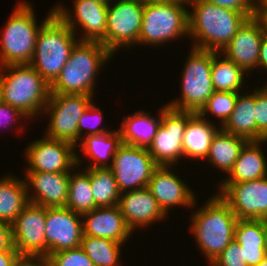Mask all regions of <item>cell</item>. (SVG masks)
Masks as SVG:
<instances>
[{
  "label": "cell",
  "instance_id": "f546056e",
  "mask_svg": "<svg viewBox=\"0 0 267 266\" xmlns=\"http://www.w3.org/2000/svg\"><path fill=\"white\" fill-rule=\"evenodd\" d=\"M81 158L82 157L78 154L77 150V167L75 169L76 171L80 170V172H74V170L70 172L69 192L66 207L82 215L97 207L95 206L91 190L89 168L86 166L84 167V170L79 168L83 167L81 166L83 164V160Z\"/></svg>",
  "mask_w": 267,
  "mask_h": 266
},
{
  "label": "cell",
  "instance_id": "3957f363",
  "mask_svg": "<svg viewBox=\"0 0 267 266\" xmlns=\"http://www.w3.org/2000/svg\"><path fill=\"white\" fill-rule=\"evenodd\" d=\"M196 210L190 216V232L210 264L234 240L238 218L217 193Z\"/></svg>",
  "mask_w": 267,
  "mask_h": 266
},
{
  "label": "cell",
  "instance_id": "7a4b0ae2",
  "mask_svg": "<svg viewBox=\"0 0 267 266\" xmlns=\"http://www.w3.org/2000/svg\"><path fill=\"white\" fill-rule=\"evenodd\" d=\"M112 57L113 54L101 42L79 41L59 76L50 85V94L95 96L99 72L114 59Z\"/></svg>",
  "mask_w": 267,
  "mask_h": 266
},
{
  "label": "cell",
  "instance_id": "ab89813d",
  "mask_svg": "<svg viewBox=\"0 0 267 266\" xmlns=\"http://www.w3.org/2000/svg\"><path fill=\"white\" fill-rule=\"evenodd\" d=\"M222 8L235 10L237 12H258V0H208Z\"/></svg>",
  "mask_w": 267,
  "mask_h": 266
},
{
  "label": "cell",
  "instance_id": "6da1fadb",
  "mask_svg": "<svg viewBox=\"0 0 267 266\" xmlns=\"http://www.w3.org/2000/svg\"><path fill=\"white\" fill-rule=\"evenodd\" d=\"M188 34L194 48L221 52L237 30L258 12H237L208 0H187ZM192 9V11H191Z\"/></svg>",
  "mask_w": 267,
  "mask_h": 266
},
{
  "label": "cell",
  "instance_id": "7dc6e473",
  "mask_svg": "<svg viewBox=\"0 0 267 266\" xmlns=\"http://www.w3.org/2000/svg\"><path fill=\"white\" fill-rule=\"evenodd\" d=\"M257 16L262 21L265 31H267V3L259 6Z\"/></svg>",
  "mask_w": 267,
  "mask_h": 266
},
{
  "label": "cell",
  "instance_id": "4316f807",
  "mask_svg": "<svg viewBox=\"0 0 267 266\" xmlns=\"http://www.w3.org/2000/svg\"><path fill=\"white\" fill-rule=\"evenodd\" d=\"M122 145L121 133L117 129L112 132L99 135H89L83 138L77 145L82 154L92 160L87 164L88 168L110 167L114 154ZM79 146V147H78Z\"/></svg>",
  "mask_w": 267,
  "mask_h": 266
},
{
  "label": "cell",
  "instance_id": "f5cc1de1",
  "mask_svg": "<svg viewBox=\"0 0 267 266\" xmlns=\"http://www.w3.org/2000/svg\"><path fill=\"white\" fill-rule=\"evenodd\" d=\"M263 85V87H261V88H263L266 92H267V84H262Z\"/></svg>",
  "mask_w": 267,
  "mask_h": 266
},
{
  "label": "cell",
  "instance_id": "ffe728a7",
  "mask_svg": "<svg viewBox=\"0 0 267 266\" xmlns=\"http://www.w3.org/2000/svg\"><path fill=\"white\" fill-rule=\"evenodd\" d=\"M118 207L133 234L138 227H152V223L169 218L159 207L148 187L121 193Z\"/></svg>",
  "mask_w": 267,
  "mask_h": 266
},
{
  "label": "cell",
  "instance_id": "e575fe53",
  "mask_svg": "<svg viewBox=\"0 0 267 266\" xmlns=\"http://www.w3.org/2000/svg\"><path fill=\"white\" fill-rule=\"evenodd\" d=\"M238 95L239 93L236 92L215 91L197 114L201 118H205L207 114L211 113L220 120L218 126L222 127L234 110Z\"/></svg>",
  "mask_w": 267,
  "mask_h": 266
},
{
  "label": "cell",
  "instance_id": "681fc988",
  "mask_svg": "<svg viewBox=\"0 0 267 266\" xmlns=\"http://www.w3.org/2000/svg\"><path fill=\"white\" fill-rule=\"evenodd\" d=\"M255 266H267V256L258 265Z\"/></svg>",
  "mask_w": 267,
  "mask_h": 266
},
{
  "label": "cell",
  "instance_id": "f1b7e54d",
  "mask_svg": "<svg viewBox=\"0 0 267 266\" xmlns=\"http://www.w3.org/2000/svg\"><path fill=\"white\" fill-rule=\"evenodd\" d=\"M24 178L7 173L0 178V220L12 223L29 204Z\"/></svg>",
  "mask_w": 267,
  "mask_h": 266
},
{
  "label": "cell",
  "instance_id": "ac0fdd59",
  "mask_svg": "<svg viewBox=\"0 0 267 266\" xmlns=\"http://www.w3.org/2000/svg\"><path fill=\"white\" fill-rule=\"evenodd\" d=\"M264 32L265 28L259 17L257 15L250 17L220 53L251 75V71L258 68Z\"/></svg>",
  "mask_w": 267,
  "mask_h": 266
},
{
  "label": "cell",
  "instance_id": "9a60e30c",
  "mask_svg": "<svg viewBox=\"0 0 267 266\" xmlns=\"http://www.w3.org/2000/svg\"><path fill=\"white\" fill-rule=\"evenodd\" d=\"M46 207L29 203L11 223L14 248L22 258H46Z\"/></svg>",
  "mask_w": 267,
  "mask_h": 266
},
{
  "label": "cell",
  "instance_id": "83f0119b",
  "mask_svg": "<svg viewBox=\"0 0 267 266\" xmlns=\"http://www.w3.org/2000/svg\"><path fill=\"white\" fill-rule=\"evenodd\" d=\"M248 141L242 137L227 133L221 128L213 136L208 154L204 160L226 175L234 166L242 148Z\"/></svg>",
  "mask_w": 267,
  "mask_h": 266
},
{
  "label": "cell",
  "instance_id": "2e32d148",
  "mask_svg": "<svg viewBox=\"0 0 267 266\" xmlns=\"http://www.w3.org/2000/svg\"><path fill=\"white\" fill-rule=\"evenodd\" d=\"M73 3L74 15L60 1L54 5L55 12L76 35L81 28L80 41L101 42L106 37L108 4L91 0H74Z\"/></svg>",
  "mask_w": 267,
  "mask_h": 266
},
{
  "label": "cell",
  "instance_id": "8fae6325",
  "mask_svg": "<svg viewBox=\"0 0 267 266\" xmlns=\"http://www.w3.org/2000/svg\"><path fill=\"white\" fill-rule=\"evenodd\" d=\"M196 113L161 107V125L148 147L150 155L158 166L179 165L184 157L183 136L188 121Z\"/></svg>",
  "mask_w": 267,
  "mask_h": 266
},
{
  "label": "cell",
  "instance_id": "44dd1931",
  "mask_svg": "<svg viewBox=\"0 0 267 266\" xmlns=\"http://www.w3.org/2000/svg\"><path fill=\"white\" fill-rule=\"evenodd\" d=\"M29 202L43 207H66L70 173L23 172Z\"/></svg>",
  "mask_w": 267,
  "mask_h": 266
},
{
  "label": "cell",
  "instance_id": "ee69618b",
  "mask_svg": "<svg viewBox=\"0 0 267 266\" xmlns=\"http://www.w3.org/2000/svg\"><path fill=\"white\" fill-rule=\"evenodd\" d=\"M21 259L17 251H0V266H17Z\"/></svg>",
  "mask_w": 267,
  "mask_h": 266
},
{
  "label": "cell",
  "instance_id": "74e56055",
  "mask_svg": "<svg viewBox=\"0 0 267 266\" xmlns=\"http://www.w3.org/2000/svg\"><path fill=\"white\" fill-rule=\"evenodd\" d=\"M255 121L257 141L267 140V92L255 87Z\"/></svg>",
  "mask_w": 267,
  "mask_h": 266
},
{
  "label": "cell",
  "instance_id": "816d5d0a",
  "mask_svg": "<svg viewBox=\"0 0 267 266\" xmlns=\"http://www.w3.org/2000/svg\"><path fill=\"white\" fill-rule=\"evenodd\" d=\"M267 3V0H258V5L260 6L261 4Z\"/></svg>",
  "mask_w": 267,
  "mask_h": 266
},
{
  "label": "cell",
  "instance_id": "7bdbcfd3",
  "mask_svg": "<svg viewBox=\"0 0 267 266\" xmlns=\"http://www.w3.org/2000/svg\"><path fill=\"white\" fill-rule=\"evenodd\" d=\"M0 251H16L12 239L11 224L0 220Z\"/></svg>",
  "mask_w": 267,
  "mask_h": 266
},
{
  "label": "cell",
  "instance_id": "60d3db41",
  "mask_svg": "<svg viewBox=\"0 0 267 266\" xmlns=\"http://www.w3.org/2000/svg\"><path fill=\"white\" fill-rule=\"evenodd\" d=\"M26 120L29 118L24 115L21 111L16 109L13 106L8 105L0 100V128H9L12 127V124H18V120ZM5 121V122H4ZM12 122V123H11ZM7 126V127H5Z\"/></svg>",
  "mask_w": 267,
  "mask_h": 266
},
{
  "label": "cell",
  "instance_id": "e0dca14e",
  "mask_svg": "<svg viewBox=\"0 0 267 266\" xmlns=\"http://www.w3.org/2000/svg\"><path fill=\"white\" fill-rule=\"evenodd\" d=\"M46 257L77 248L83 237L82 215L67 207H46Z\"/></svg>",
  "mask_w": 267,
  "mask_h": 266
},
{
  "label": "cell",
  "instance_id": "7402d4cb",
  "mask_svg": "<svg viewBox=\"0 0 267 266\" xmlns=\"http://www.w3.org/2000/svg\"><path fill=\"white\" fill-rule=\"evenodd\" d=\"M83 235L108 238L124 244L132 237L118 205L98 207L82 214Z\"/></svg>",
  "mask_w": 267,
  "mask_h": 266
},
{
  "label": "cell",
  "instance_id": "f6af8a7d",
  "mask_svg": "<svg viewBox=\"0 0 267 266\" xmlns=\"http://www.w3.org/2000/svg\"><path fill=\"white\" fill-rule=\"evenodd\" d=\"M267 73V31L263 33L258 60V70L261 69Z\"/></svg>",
  "mask_w": 267,
  "mask_h": 266
},
{
  "label": "cell",
  "instance_id": "5bb4252c",
  "mask_svg": "<svg viewBox=\"0 0 267 266\" xmlns=\"http://www.w3.org/2000/svg\"><path fill=\"white\" fill-rule=\"evenodd\" d=\"M216 192L238 219L267 221V176L240 183H219Z\"/></svg>",
  "mask_w": 267,
  "mask_h": 266
},
{
  "label": "cell",
  "instance_id": "8d00e7d4",
  "mask_svg": "<svg viewBox=\"0 0 267 266\" xmlns=\"http://www.w3.org/2000/svg\"><path fill=\"white\" fill-rule=\"evenodd\" d=\"M45 259L51 266H95L80 246L50 253Z\"/></svg>",
  "mask_w": 267,
  "mask_h": 266
},
{
  "label": "cell",
  "instance_id": "7c38bea8",
  "mask_svg": "<svg viewBox=\"0 0 267 266\" xmlns=\"http://www.w3.org/2000/svg\"><path fill=\"white\" fill-rule=\"evenodd\" d=\"M76 149L67 141L41 136L25 148L28 164L24 172L70 173L77 167Z\"/></svg>",
  "mask_w": 267,
  "mask_h": 266
},
{
  "label": "cell",
  "instance_id": "b9f144b4",
  "mask_svg": "<svg viewBox=\"0 0 267 266\" xmlns=\"http://www.w3.org/2000/svg\"><path fill=\"white\" fill-rule=\"evenodd\" d=\"M243 251V258L248 266L258 265L266 256V247L251 245H240Z\"/></svg>",
  "mask_w": 267,
  "mask_h": 266
},
{
  "label": "cell",
  "instance_id": "d590c367",
  "mask_svg": "<svg viewBox=\"0 0 267 266\" xmlns=\"http://www.w3.org/2000/svg\"><path fill=\"white\" fill-rule=\"evenodd\" d=\"M95 104V101H93L80 117L78 122V144L81 139L86 136L112 132V130H108L109 128H107V126L102 128L101 123L104 118L103 111H101V108L97 107Z\"/></svg>",
  "mask_w": 267,
  "mask_h": 266
},
{
  "label": "cell",
  "instance_id": "f35d334b",
  "mask_svg": "<svg viewBox=\"0 0 267 266\" xmlns=\"http://www.w3.org/2000/svg\"><path fill=\"white\" fill-rule=\"evenodd\" d=\"M208 266H248L240 245L233 240Z\"/></svg>",
  "mask_w": 267,
  "mask_h": 266
},
{
  "label": "cell",
  "instance_id": "52a82bcc",
  "mask_svg": "<svg viewBox=\"0 0 267 266\" xmlns=\"http://www.w3.org/2000/svg\"><path fill=\"white\" fill-rule=\"evenodd\" d=\"M188 2H144L138 45L161 46L188 34Z\"/></svg>",
  "mask_w": 267,
  "mask_h": 266
},
{
  "label": "cell",
  "instance_id": "d4e9b609",
  "mask_svg": "<svg viewBox=\"0 0 267 266\" xmlns=\"http://www.w3.org/2000/svg\"><path fill=\"white\" fill-rule=\"evenodd\" d=\"M195 114L187 123L183 136L184 157L191 160H204L208 154L211 141L220 129L216 123ZM201 159V160H200Z\"/></svg>",
  "mask_w": 267,
  "mask_h": 266
},
{
  "label": "cell",
  "instance_id": "cb8c5ba5",
  "mask_svg": "<svg viewBox=\"0 0 267 266\" xmlns=\"http://www.w3.org/2000/svg\"><path fill=\"white\" fill-rule=\"evenodd\" d=\"M158 112V117L142 110L125 115L118 127L122 143L148 149L161 125V108Z\"/></svg>",
  "mask_w": 267,
  "mask_h": 266
},
{
  "label": "cell",
  "instance_id": "ba28073f",
  "mask_svg": "<svg viewBox=\"0 0 267 266\" xmlns=\"http://www.w3.org/2000/svg\"><path fill=\"white\" fill-rule=\"evenodd\" d=\"M181 71L180 98L167 102V106L181 111L198 113L215 92L211 66L213 51L191 47Z\"/></svg>",
  "mask_w": 267,
  "mask_h": 266
},
{
  "label": "cell",
  "instance_id": "8992f818",
  "mask_svg": "<svg viewBox=\"0 0 267 266\" xmlns=\"http://www.w3.org/2000/svg\"><path fill=\"white\" fill-rule=\"evenodd\" d=\"M55 12L38 32L34 55L29 63L51 85L80 41Z\"/></svg>",
  "mask_w": 267,
  "mask_h": 266
},
{
  "label": "cell",
  "instance_id": "30bf717a",
  "mask_svg": "<svg viewBox=\"0 0 267 266\" xmlns=\"http://www.w3.org/2000/svg\"><path fill=\"white\" fill-rule=\"evenodd\" d=\"M108 4L106 37L101 43L113 54L121 48L131 49L138 44L144 2L142 0H117Z\"/></svg>",
  "mask_w": 267,
  "mask_h": 266
},
{
  "label": "cell",
  "instance_id": "277c9868",
  "mask_svg": "<svg viewBox=\"0 0 267 266\" xmlns=\"http://www.w3.org/2000/svg\"><path fill=\"white\" fill-rule=\"evenodd\" d=\"M50 97L49 83L30 64L0 67V99L32 122L43 114Z\"/></svg>",
  "mask_w": 267,
  "mask_h": 266
},
{
  "label": "cell",
  "instance_id": "4dcf8cb0",
  "mask_svg": "<svg viewBox=\"0 0 267 266\" xmlns=\"http://www.w3.org/2000/svg\"><path fill=\"white\" fill-rule=\"evenodd\" d=\"M246 75L248 74L233 61L228 60L220 52L213 51L211 78L215 91L244 92L242 88L245 85Z\"/></svg>",
  "mask_w": 267,
  "mask_h": 266
},
{
  "label": "cell",
  "instance_id": "d6a6232c",
  "mask_svg": "<svg viewBox=\"0 0 267 266\" xmlns=\"http://www.w3.org/2000/svg\"><path fill=\"white\" fill-rule=\"evenodd\" d=\"M80 247L95 266H121V250L124 244L108 238L83 235Z\"/></svg>",
  "mask_w": 267,
  "mask_h": 266
},
{
  "label": "cell",
  "instance_id": "f907efd6",
  "mask_svg": "<svg viewBox=\"0 0 267 266\" xmlns=\"http://www.w3.org/2000/svg\"><path fill=\"white\" fill-rule=\"evenodd\" d=\"M91 1H98V2H101V3H106V4H109L110 2H115L116 0H91Z\"/></svg>",
  "mask_w": 267,
  "mask_h": 266
},
{
  "label": "cell",
  "instance_id": "4fadbf2b",
  "mask_svg": "<svg viewBox=\"0 0 267 266\" xmlns=\"http://www.w3.org/2000/svg\"><path fill=\"white\" fill-rule=\"evenodd\" d=\"M158 167L147 148L123 144L114 154L109 167L120 193L147 187Z\"/></svg>",
  "mask_w": 267,
  "mask_h": 266
},
{
  "label": "cell",
  "instance_id": "5b68a950",
  "mask_svg": "<svg viewBox=\"0 0 267 266\" xmlns=\"http://www.w3.org/2000/svg\"><path fill=\"white\" fill-rule=\"evenodd\" d=\"M34 10L30 2L23 0L11 12L0 37V67L31 62L38 32L55 13V8H50L46 18L38 24Z\"/></svg>",
  "mask_w": 267,
  "mask_h": 266
},
{
  "label": "cell",
  "instance_id": "bcb514c9",
  "mask_svg": "<svg viewBox=\"0 0 267 266\" xmlns=\"http://www.w3.org/2000/svg\"><path fill=\"white\" fill-rule=\"evenodd\" d=\"M17 266H51L45 258H22Z\"/></svg>",
  "mask_w": 267,
  "mask_h": 266
},
{
  "label": "cell",
  "instance_id": "836d02e7",
  "mask_svg": "<svg viewBox=\"0 0 267 266\" xmlns=\"http://www.w3.org/2000/svg\"><path fill=\"white\" fill-rule=\"evenodd\" d=\"M234 240L239 245L266 247L267 221L238 219L234 230Z\"/></svg>",
  "mask_w": 267,
  "mask_h": 266
},
{
  "label": "cell",
  "instance_id": "9c48e42d",
  "mask_svg": "<svg viewBox=\"0 0 267 266\" xmlns=\"http://www.w3.org/2000/svg\"><path fill=\"white\" fill-rule=\"evenodd\" d=\"M93 97L83 94H50L43 110L49 117L45 136L67 141L77 147L78 122L93 102Z\"/></svg>",
  "mask_w": 267,
  "mask_h": 266
},
{
  "label": "cell",
  "instance_id": "1f68e13d",
  "mask_svg": "<svg viewBox=\"0 0 267 266\" xmlns=\"http://www.w3.org/2000/svg\"><path fill=\"white\" fill-rule=\"evenodd\" d=\"M89 177L97 208L118 205L121 193L114 174L109 167L89 168Z\"/></svg>",
  "mask_w": 267,
  "mask_h": 266
},
{
  "label": "cell",
  "instance_id": "c3c4849f",
  "mask_svg": "<svg viewBox=\"0 0 267 266\" xmlns=\"http://www.w3.org/2000/svg\"><path fill=\"white\" fill-rule=\"evenodd\" d=\"M143 2H172V1H187V0H142Z\"/></svg>",
  "mask_w": 267,
  "mask_h": 266
},
{
  "label": "cell",
  "instance_id": "d6986e66",
  "mask_svg": "<svg viewBox=\"0 0 267 266\" xmlns=\"http://www.w3.org/2000/svg\"><path fill=\"white\" fill-rule=\"evenodd\" d=\"M174 166H158L149 181L148 188L157 200L159 207L168 216L173 207H195L197 199L195 192L187 182L172 170Z\"/></svg>",
  "mask_w": 267,
  "mask_h": 266
},
{
  "label": "cell",
  "instance_id": "603a6c76",
  "mask_svg": "<svg viewBox=\"0 0 267 266\" xmlns=\"http://www.w3.org/2000/svg\"><path fill=\"white\" fill-rule=\"evenodd\" d=\"M267 140L248 141L242 148L233 168L219 183H240L252 181L267 176V157L262 145Z\"/></svg>",
  "mask_w": 267,
  "mask_h": 266
},
{
  "label": "cell",
  "instance_id": "484cf974",
  "mask_svg": "<svg viewBox=\"0 0 267 266\" xmlns=\"http://www.w3.org/2000/svg\"><path fill=\"white\" fill-rule=\"evenodd\" d=\"M223 131L242 137L247 141H257L255 121V88L251 92H240L235 108L226 123L220 127Z\"/></svg>",
  "mask_w": 267,
  "mask_h": 266
}]
</instances>
